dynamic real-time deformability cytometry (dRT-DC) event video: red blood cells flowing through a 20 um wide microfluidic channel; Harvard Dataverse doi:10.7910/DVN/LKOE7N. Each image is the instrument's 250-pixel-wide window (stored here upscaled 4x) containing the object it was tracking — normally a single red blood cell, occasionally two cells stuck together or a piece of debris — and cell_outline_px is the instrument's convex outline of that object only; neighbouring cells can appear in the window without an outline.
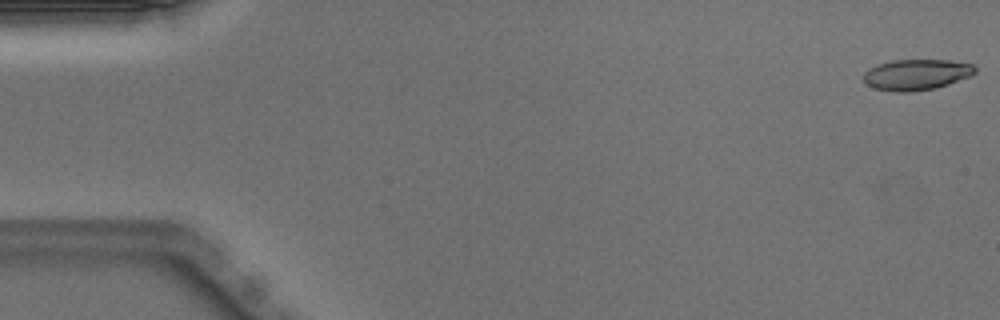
{"species": "Egyptian fruit bat (a non-hibernating species)", "species_latin": "Rousettus aegyptiacus", "temperature_condition": "warm", "stored_images_in_passage": 50, "camera_frame_rate_fps": 3000, "um_per_image_px": 0.085, "animal": {"sex": "male"}, "frame": {"image": 1, "passage_image": 1, "time_ms": 0.0, "image_size_px": [1000, 320], "cell_outline_px": [[976, 72], [972, 76], [936, 88], [912, 92], [896, 92], [876, 88], [868, 84], [864, 80], [864, 72], [868, 68], [876, 64], [892, 60], [948, 60], [972, 64], [976, 68]], "centroid_in_image_um": [77.91, 6.34], "position_along_channel_um": 7.1, "area_um2": 20.11}}
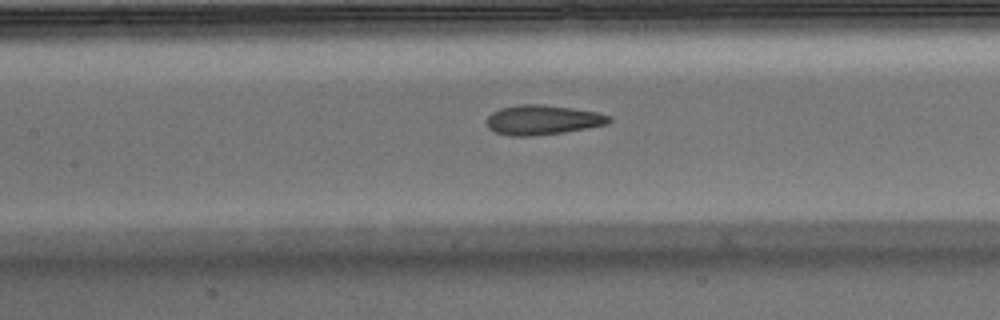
{"frame": {"image": 2, "passage_image": 23, "time_ms": 7.333, "image_size_px": [1000, 320], "cell_outline_px": [[612, 120], [608, 124], [588, 128], [564, 132], [532, 136], [512, 136], [496, 132], [488, 128], [484, 120], [492, 112], [500, 108], [520, 104], [540, 104], [572, 108], [596, 112], [612, 116]], "centroid_in_image_um": [46.11, 10.19], "position_along_channel_um": 161.3, "area_um2": 21.33}}
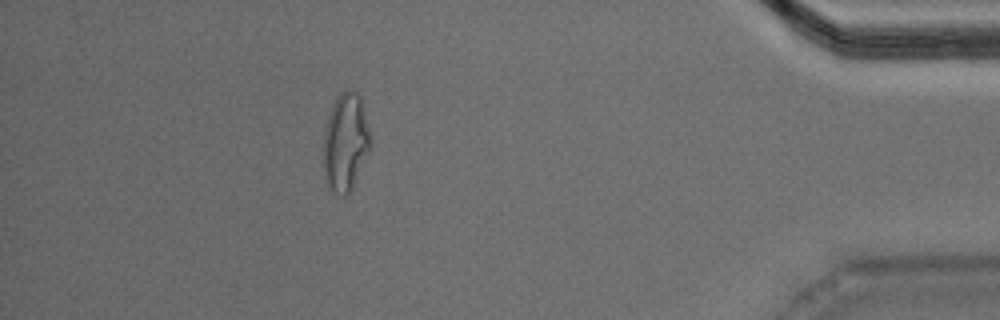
{"frame": {"image": 3, "passage_image": 45, "time_ms": 14.667, "image_size_px": [1000, 320], "cell_outline_px": [[372, 144], [352, 188], [344, 196], [340, 196], [328, 188], [324, 184], [324, 128], [332, 104], [336, 96], [340, 92], [356, 92], [360, 96]], "centroid_in_image_um": [29.34, 12.13], "position_along_channel_um": 405.9, "area_um2": 26.7}, "authors_computed_cell_mechanics": {"area_um2": 21.097, "velocity_mm_per_s": 4.0058, "shape_relaxation_time_tau1_ms": null, "shape_relaxation_time_tau2_ms": 1.5058, "deformation_change_tau1": null, "deformation_change_tau2": 0.0944}}